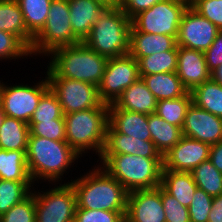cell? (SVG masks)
<instances>
[{
	"mask_svg": "<svg viewBox=\"0 0 222 222\" xmlns=\"http://www.w3.org/2000/svg\"><path fill=\"white\" fill-rule=\"evenodd\" d=\"M89 172V173H88ZM70 183L77 208L127 212L128 191L100 165Z\"/></svg>",
	"mask_w": 222,
	"mask_h": 222,
	"instance_id": "obj_1",
	"label": "cell"
},
{
	"mask_svg": "<svg viewBox=\"0 0 222 222\" xmlns=\"http://www.w3.org/2000/svg\"><path fill=\"white\" fill-rule=\"evenodd\" d=\"M79 158L80 156L66 141L38 136L28 137L26 162L33 183H39L38 179H42L55 183L53 185L59 184L56 182L62 181L63 174Z\"/></svg>",
	"mask_w": 222,
	"mask_h": 222,
	"instance_id": "obj_2",
	"label": "cell"
},
{
	"mask_svg": "<svg viewBox=\"0 0 222 222\" xmlns=\"http://www.w3.org/2000/svg\"><path fill=\"white\" fill-rule=\"evenodd\" d=\"M46 77H64L98 86L108 58L90 49L84 42L59 47L49 54Z\"/></svg>",
	"mask_w": 222,
	"mask_h": 222,
	"instance_id": "obj_3",
	"label": "cell"
},
{
	"mask_svg": "<svg viewBox=\"0 0 222 222\" xmlns=\"http://www.w3.org/2000/svg\"><path fill=\"white\" fill-rule=\"evenodd\" d=\"M64 119L66 142L73 150L82 156L92 149L100 158L106 143L109 104L65 114Z\"/></svg>",
	"mask_w": 222,
	"mask_h": 222,
	"instance_id": "obj_4",
	"label": "cell"
},
{
	"mask_svg": "<svg viewBox=\"0 0 222 222\" xmlns=\"http://www.w3.org/2000/svg\"><path fill=\"white\" fill-rule=\"evenodd\" d=\"M100 166L128 191L155 189L161 186L163 158L131 154L101 155Z\"/></svg>",
	"mask_w": 222,
	"mask_h": 222,
	"instance_id": "obj_5",
	"label": "cell"
},
{
	"mask_svg": "<svg viewBox=\"0 0 222 222\" xmlns=\"http://www.w3.org/2000/svg\"><path fill=\"white\" fill-rule=\"evenodd\" d=\"M131 19L118 7H107L83 41L90 49L107 58L129 52Z\"/></svg>",
	"mask_w": 222,
	"mask_h": 222,
	"instance_id": "obj_6",
	"label": "cell"
},
{
	"mask_svg": "<svg viewBox=\"0 0 222 222\" xmlns=\"http://www.w3.org/2000/svg\"><path fill=\"white\" fill-rule=\"evenodd\" d=\"M81 41L74 35L67 0H52L45 26L34 37L31 55L48 54L63 46H71Z\"/></svg>",
	"mask_w": 222,
	"mask_h": 222,
	"instance_id": "obj_7",
	"label": "cell"
},
{
	"mask_svg": "<svg viewBox=\"0 0 222 222\" xmlns=\"http://www.w3.org/2000/svg\"><path fill=\"white\" fill-rule=\"evenodd\" d=\"M190 4L184 0H164L141 11L131 19L139 32L177 37L180 21Z\"/></svg>",
	"mask_w": 222,
	"mask_h": 222,
	"instance_id": "obj_8",
	"label": "cell"
},
{
	"mask_svg": "<svg viewBox=\"0 0 222 222\" xmlns=\"http://www.w3.org/2000/svg\"><path fill=\"white\" fill-rule=\"evenodd\" d=\"M35 222H74L77 197L70 183L35 192ZM42 192V193H41Z\"/></svg>",
	"mask_w": 222,
	"mask_h": 222,
	"instance_id": "obj_9",
	"label": "cell"
},
{
	"mask_svg": "<svg viewBox=\"0 0 222 222\" xmlns=\"http://www.w3.org/2000/svg\"><path fill=\"white\" fill-rule=\"evenodd\" d=\"M50 89L47 77L33 86H9L0 81V106L4 114L29 123L41 97Z\"/></svg>",
	"mask_w": 222,
	"mask_h": 222,
	"instance_id": "obj_10",
	"label": "cell"
},
{
	"mask_svg": "<svg viewBox=\"0 0 222 222\" xmlns=\"http://www.w3.org/2000/svg\"><path fill=\"white\" fill-rule=\"evenodd\" d=\"M139 78L138 62L131 55L108 58L103 77L97 86L100 100L107 104L114 103Z\"/></svg>",
	"mask_w": 222,
	"mask_h": 222,
	"instance_id": "obj_11",
	"label": "cell"
},
{
	"mask_svg": "<svg viewBox=\"0 0 222 222\" xmlns=\"http://www.w3.org/2000/svg\"><path fill=\"white\" fill-rule=\"evenodd\" d=\"M47 79L64 115L100 107L103 104L96 85L64 77H47Z\"/></svg>",
	"mask_w": 222,
	"mask_h": 222,
	"instance_id": "obj_12",
	"label": "cell"
},
{
	"mask_svg": "<svg viewBox=\"0 0 222 222\" xmlns=\"http://www.w3.org/2000/svg\"><path fill=\"white\" fill-rule=\"evenodd\" d=\"M219 29L190 5L184 11L177 35V46L205 52L216 39Z\"/></svg>",
	"mask_w": 222,
	"mask_h": 222,
	"instance_id": "obj_13",
	"label": "cell"
},
{
	"mask_svg": "<svg viewBox=\"0 0 222 222\" xmlns=\"http://www.w3.org/2000/svg\"><path fill=\"white\" fill-rule=\"evenodd\" d=\"M210 144L182 136L180 141L163 156V170L191 172L209 159Z\"/></svg>",
	"mask_w": 222,
	"mask_h": 222,
	"instance_id": "obj_14",
	"label": "cell"
},
{
	"mask_svg": "<svg viewBox=\"0 0 222 222\" xmlns=\"http://www.w3.org/2000/svg\"><path fill=\"white\" fill-rule=\"evenodd\" d=\"M161 186L128 192L125 222H166Z\"/></svg>",
	"mask_w": 222,
	"mask_h": 222,
	"instance_id": "obj_15",
	"label": "cell"
},
{
	"mask_svg": "<svg viewBox=\"0 0 222 222\" xmlns=\"http://www.w3.org/2000/svg\"><path fill=\"white\" fill-rule=\"evenodd\" d=\"M182 135L213 145L222 141V118L190 105L182 126Z\"/></svg>",
	"mask_w": 222,
	"mask_h": 222,
	"instance_id": "obj_16",
	"label": "cell"
},
{
	"mask_svg": "<svg viewBox=\"0 0 222 222\" xmlns=\"http://www.w3.org/2000/svg\"><path fill=\"white\" fill-rule=\"evenodd\" d=\"M177 76L188 92L211 78L204 52L178 46Z\"/></svg>",
	"mask_w": 222,
	"mask_h": 222,
	"instance_id": "obj_17",
	"label": "cell"
},
{
	"mask_svg": "<svg viewBox=\"0 0 222 222\" xmlns=\"http://www.w3.org/2000/svg\"><path fill=\"white\" fill-rule=\"evenodd\" d=\"M108 121L107 133H121L135 139L151 141L147 114L120 109L111 103Z\"/></svg>",
	"mask_w": 222,
	"mask_h": 222,
	"instance_id": "obj_18",
	"label": "cell"
},
{
	"mask_svg": "<svg viewBox=\"0 0 222 222\" xmlns=\"http://www.w3.org/2000/svg\"><path fill=\"white\" fill-rule=\"evenodd\" d=\"M168 50H178L177 37L139 32L131 25L128 54L137 61L153 53L165 52Z\"/></svg>",
	"mask_w": 222,
	"mask_h": 222,
	"instance_id": "obj_19",
	"label": "cell"
},
{
	"mask_svg": "<svg viewBox=\"0 0 222 222\" xmlns=\"http://www.w3.org/2000/svg\"><path fill=\"white\" fill-rule=\"evenodd\" d=\"M70 22L74 35L83 42L90 34L92 26L107 8L98 0H67Z\"/></svg>",
	"mask_w": 222,
	"mask_h": 222,
	"instance_id": "obj_20",
	"label": "cell"
},
{
	"mask_svg": "<svg viewBox=\"0 0 222 222\" xmlns=\"http://www.w3.org/2000/svg\"><path fill=\"white\" fill-rule=\"evenodd\" d=\"M131 154L146 158H163L152 141L135 139L121 133H107L102 155Z\"/></svg>",
	"mask_w": 222,
	"mask_h": 222,
	"instance_id": "obj_21",
	"label": "cell"
},
{
	"mask_svg": "<svg viewBox=\"0 0 222 222\" xmlns=\"http://www.w3.org/2000/svg\"><path fill=\"white\" fill-rule=\"evenodd\" d=\"M114 104L120 109L149 115L156 112L157 100L139 78L122 92Z\"/></svg>",
	"mask_w": 222,
	"mask_h": 222,
	"instance_id": "obj_22",
	"label": "cell"
},
{
	"mask_svg": "<svg viewBox=\"0 0 222 222\" xmlns=\"http://www.w3.org/2000/svg\"><path fill=\"white\" fill-rule=\"evenodd\" d=\"M157 101L185 96L188 90L176 72L140 75Z\"/></svg>",
	"mask_w": 222,
	"mask_h": 222,
	"instance_id": "obj_23",
	"label": "cell"
},
{
	"mask_svg": "<svg viewBox=\"0 0 222 222\" xmlns=\"http://www.w3.org/2000/svg\"><path fill=\"white\" fill-rule=\"evenodd\" d=\"M161 187L187 208L197 189L191 172L172 170H162Z\"/></svg>",
	"mask_w": 222,
	"mask_h": 222,
	"instance_id": "obj_24",
	"label": "cell"
},
{
	"mask_svg": "<svg viewBox=\"0 0 222 222\" xmlns=\"http://www.w3.org/2000/svg\"><path fill=\"white\" fill-rule=\"evenodd\" d=\"M0 30L17 36L31 49L34 37L27 31L23 14L16 0H0Z\"/></svg>",
	"mask_w": 222,
	"mask_h": 222,
	"instance_id": "obj_25",
	"label": "cell"
},
{
	"mask_svg": "<svg viewBox=\"0 0 222 222\" xmlns=\"http://www.w3.org/2000/svg\"><path fill=\"white\" fill-rule=\"evenodd\" d=\"M148 125L151 141L156 149L164 156L182 138V128L169 124L157 114L148 115Z\"/></svg>",
	"mask_w": 222,
	"mask_h": 222,
	"instance_id": "obj_26",
	"label": "cell"
},
{
	"mask_svg": "<svg viewBox=\"0 0 222 222\" xmlns=\"http://www.w3.org/2000/svg\"><path fill=\"white\" fill-rule=\"evenodd\" d=\"M29 134L28 123L5 115L0 126V149L26 151Z\"/></svg>",
	"mask_w": 222,
	"mask_h": 222,
	"instance_id": "obj_27",
	"label": "cell"
},
{
	"mask_svg": "<svg viewBox=\"0 0 222 222\" xmlns=\"http://www.w3.org/2000/svg\"><path fill=\"white\" fill-rule=\"evenodd\" d=\"M0 179L33 182L27 168L26 151L0 149Z\"/></svg>",
	"mask_w": 222,
	"mask_h": 222,
	"instance_id": "obj_28",
	"label": "cell"
},
{
	"mask_svg": "<svg viewBox=\"0 0 222 222\" xmlns=\"http://www.w3.org/2000/svg\"><path fill=\"white\" fill-rule=\"evenodd\" d=\"M193 103L203 110L222 118V85L210 78L192 92Z\"/></svg>",
	"mask_w": 222,
	"mask_h": 222,
	"instance_id": "obj_29",
	"label": "cell"
},
{
	"mask_svg": "<svg viewBox=\"0 0 222 222\" xmlns=\"http://www.w3.org/2000/svg\"><path fill=\"white\" fill-rule=\"evenodd\" d=\"M27 31L35 37L45 26L52 0H16Z\"/></svg>",
	"mask_w": 222,
	"mask_h": 222,
	"instance_id": "obj_30",
	"label": "cell"
},
{
	"mask_svg": "<svg viewBox=\"0 0 222 222\" xmlns=\"http://www.w3.org/2000/svg\"><path fill=\"white\" fill-rule=\"evenodd\" d=\"M192 103L191 92L182 97L157 101L155 114L166 120L169 124L182 128L185 115Z\"/></svg>",
	"mask_w": 222,
	"mask_h": 222,
	"instance_id": "obj_31",
	"label": "cell"
},
{
	"mask_svg": "<svg viewBox=\"0 0 222 222\" xmlns=\"http://www.w3.org/2000/svg\"><path fill=\"white\" fill-rule=\"evenodd\" d=\"M178 50L153 53L150 56L140 58L138 62L139 75H151L158 73L177 71Z\"/></svg>",
	"mask_w": 222,
	"mask_h": 222,
	"instance_id": "obj_32",
	"label": "cell"
},
{
	"mask_svg": "<svg viewBox=\"0 0 222 222\" xmlns=\"http://www.w3.org/2000/svg\"><path fill=\"white\" fill-rule=\"evenodd\" d=\"M194 182L211 197L222 194V173L219 172L208 159L195 167L192 171Z\"/></svg>",
	"mask_w": 222,
	"mask_h": 222,
	"instance_id": "obj_33",
	"label": "cell"
},
{
	"mask_svg": "<svg viewBox=\"0 0 222 222\" xmlns=\"http://www.w3.org/2000/svg\"><path fill=\"white\" fill-rule=\"evenodd\" d=\"M33 184L35 185L33 182L0 179V216L15 204L26 199L32 193Z\"/></svg>",
	"mask_w": 222,
	"mask_h": 222,
	"instance_id": "obj_34",
	"label": "cell"
},
{
	"mask_svg": "<svg viewBox=\"0 0 222 222\" xmlns=\"http://www.w3.org/2000/svg\"><path fill=\"white\" fill-rule=\"evenodd\" d=\"M64 118L57 96L49 89L40 99L29 123H41Z\"/></svg>",
	"mask_w": 222,
	"mask_h": 222,
	"instance_id": "obj_35",
	"label": "cell"
},
{
	"mask_svg": "<svg viewBox=\"0 0 222 222\" xmlns=\"http://www.w3.org/2000/svg\"><path fill=\"white\" fill-rule=\"evenodd\" d=\"M29 136H38L55 141H66L65 119L59 118L41 123H28Z\"/></svg>",
	"mask_w": 222,
	"mask_h": 222,
	"instance_id": "obj_36",
	"label": "cell"
},
{
	"mask_svg": "<svg viewBox=\"0 0 222 222\" xmlns=\"http://www.w3.org/2000/svg\"><path fill=\"white\" fill-rule=\"evenodd\" d=\"M31 56L30 49L12 33L0 30V61Z\"/></svg>",
	"mask_w": 222,
	"mask_h": 222,
	"instance_id": "obj_37",
	"label": "cell"
},
{
	"mask_svg": "<svg viewBox=\"0 0 222 222\" xmlns=\"http://www.w3.org/2000/svg\"><path fill=\"white\" fill-rule=\"evenodd\" d=\"M35 198L32 193L0 216V222H35Z\"/></svg>",
	"mask_w": 222,
	"mask_h": 222,
	"instance_id": "obj_38",
	"label": "cell"
},
{
	"mask_svg": "<svg viewBox=\"0 0 222 222\" xmlns=\"http://www.w3.org/2000/svg\"><path fill=\"white\" fill-rule=\"evenodd\" d=\"M212 202L213 197L197 187L188 207L190 222H207L209 212L212 208Z\"/></svg>",
	"mask_w": 222,
	"mask_h": 222,
	"instance_id": "obj_39",
	"label": "cell"
},
{
	"mask_svg": "<svg viewBox=\"0 0 222 222\" xmlns=\"http://www.w3.org/2000/svg\"><path fill=\"white\" fill-rule=\"evenodd\" d=\"M126 212L76 208L74 222H125Z\"/></svg>",
	"mask_w": 222,
	"mask_h": 222,
	"instance_id": "obj_40",
	"label": "cell"
},
{
	"mask_svg": "<svg viewBox=\"0 0 222 222\" xmlns=\"http://www.w3.org/2000/svg\"><path fill=\"white\" fill-rule=\"evenodd\" d=\"M161 199L166 222H190L188 208L161 187Z\"/></svg>",
	"mask_w": 222,
	"mask_h": 222,
	"instance_id": "obj_41",
	"label": "cell"
},
{
	"mask_svg": "<svg viewBox=\"0 0 222 222\" xmlns=\"http://www.w3.org/2000/svg\"><path fill=\"white\" fill-rule=\"evenodd\" d=\"M190 6L222 30V0H193Z\"/></svg>",
	"mask_w": 222,
	"mask_h": 222,
	"instance_id": "obj_42",
	"label": "cell"
},
{
	"mask_svg": "<svg viewBox=\"0 0 222 222\" xmlns=\"http://www.w3.org/2000/svg\"><path fill=\"white\" fill-rule=\"evenodd\" d=\"M207 68L210 73L222 64V30H219L214 42L204 52Z\"/></svg>",
	"mask_w": 222,
	"mask_h": 222,
	"instance_id": "obj_43",
	"label": "cell"
},
{
	"mask_svg": "<svg viewBox=\"0 0 222 222\" xmlns=\"http://www.w3.org/2000/svg\"><path fill=\"white\" fill-rule=\"evenodd\" d=\"M164 0H130L123 8V12L132 19L141 11L147 10L154 6L156 3Z\"/></svg>",
	"mask_w": 222,
	"mask_h": 222,
	"instance_id": "obj_44",
	"label": "cell"
},
{
	"mask_svg": "<svg viewBox=\"0 0 222 222\" xmlns=\"http://www.w3.org/2000/svg\"><path fill=\"white\" fill-rule=\"evenodd\" d=\"M207 222H222V194L213 197L212 208Z\"/></svg>",
	"mask_w": 222,
	"mask_h": 222,
	"instance_id": "obj_45",
	"label": "cell"
},
{
	"mask_svg": "<svg viewBox=\"0 0 222 222\" xmlns=\"http://www.w3.org/2000/svg\"><path fill=\"white\" fill-rule=\"evenodd\" d=\"M209 160L222 173V141L211 145Z\"/></svg>",
	"mask_w": 222,
	"mask_h": 222,
	"instance_id": "obj_46",
	"label": "cell"
},
{
	"mask_svg": "<svg viewBox=\"0 0 222 222\" xmlns=\"http://www.w3.org/2000/svg\"><path fill=\"white\" fill-rule=\"evenodd\" d=\"M211 78L222 85V64L211 73Z\"/></svg>",
	"mask_w": 222,
	"mask_h": 222,
	"instance_id": "obj_47",
	"label": "cell"
},
{
	"mask_svg": "<svg viewBox=\"0 0 222 222\" xmlns=\"http://www.w3.org/2000/svg\"><path fill=\"white\" fill-rule=\"evenodd\" d=\"M106 7H118V0H98Z\"/></svg>",
	"mask_w": 222,
	"mask_h": 222,
	"instance_id": "obj_48",
	"label": "cell"
},
{
	"mask_svg": "<svg viewBox=\"0 0 222 222\" xmlns=\"http://www.w3.org/2000/svg\"><path fill=\"white\" fill-rule=\"evenodd\" d=\"M130 0H118V8L122 9Z\"/></svg>",
	"mask_w": 222,
	"mask_h": 222,
	"instance_id": "obj_49",
	"label": "cell"
},
{
	"mask_svg": "<svg viewBox=\"0 0 222 222\" xmlns=\"http://www.w3.org/2000/svg\"><path fill=\"white\" fill-rule=\"evenodd\" d=\"M4 116H5L4 111L1 109V106H0V126L2 124Z\"/></svg>",
	"mask_w": 222,
	"mask_h": 222,
	"instance_id": "obj_50",
	"label": "cell"
},
{
	"mask_svg": "<svg viewBox=\"0 0 222 222\" xmlns=\"http://www.w3.org/2000/svg\"><path fill=\"white\" fill-rule=\"evenodd\" d=\"M184 1H187L190 4L193 0H184Z\"/></svg>",
	"mask_w": 222,
	"mask_h": 222,
	"instance_id": "obj_51",
	"label": "cell"
}]
</instances>
